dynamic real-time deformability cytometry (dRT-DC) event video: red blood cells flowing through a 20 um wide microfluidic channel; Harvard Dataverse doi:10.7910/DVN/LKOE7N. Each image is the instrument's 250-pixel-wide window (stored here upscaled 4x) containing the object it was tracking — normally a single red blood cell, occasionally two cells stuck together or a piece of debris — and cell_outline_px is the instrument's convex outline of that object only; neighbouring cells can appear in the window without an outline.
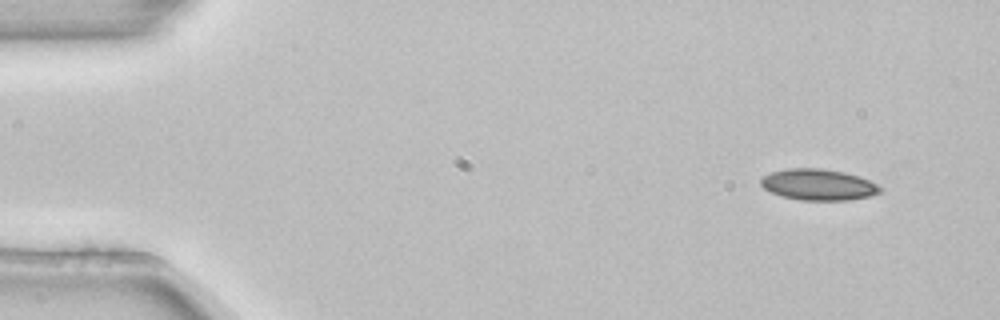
{"species": "common noctule bat (a hibernating species)", "species_latin": "Nyctalus noctula", "temperature_condition": "room temperature", "stored_images_in_passage": 3, "camera_frame_rate_fps": 3000, "um_per_image_px": 0.085, "animal": {"sex": "female", "body_mass_g": 22.7, "forearm_length_mm": 54.2}, "frame": {"image": 1, "passage_image": 1, "time_ms": 0.0, "image_size_px": [1000, 320], "cell_outline_px": [[880, 192], [868, 196], [848, 200], [800, 200], [784, 196], [772, 192], [764, 188], [760, 184], [760, 180], [764, 176], [772, 172], [784, 168], [820, 168], [844, 172], [868, 180], [876, 184], [880, 188]], "centroid_in_image_um": [69.52, 15.69], "position_along_channel_um": 15.5, "area_um2": 21.33}}
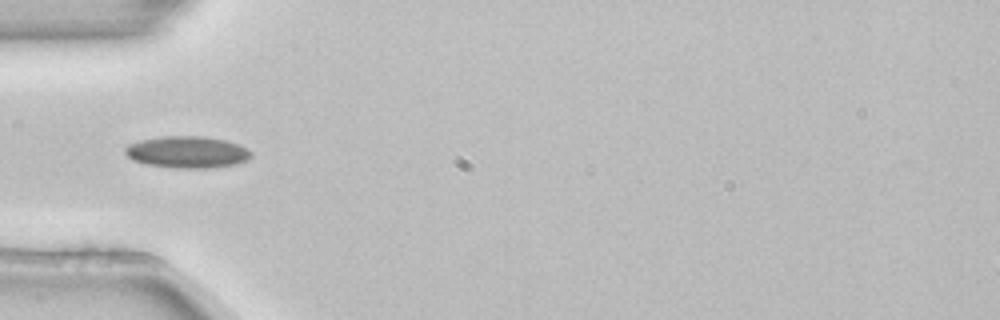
{"frame": {"image": 2, "passage_image": 3, "time_ms": 0.667, "image_size_px": [1000, 320], "cell_outline_px": [[252, 156], [248, 160], [236, 164], [212, 168], [176, 168], [148, 164], [132, 160], [124, 152], [124, 148], [128, 144], [140, 140], [164, 136], [204, 136], [228, 140], [240, 144], [248, 148], [252, 152]], "centroid_in_image_um": [15.96, 12.92], "position_along_channel_um": 69.0, "area_um2": 23.64}}